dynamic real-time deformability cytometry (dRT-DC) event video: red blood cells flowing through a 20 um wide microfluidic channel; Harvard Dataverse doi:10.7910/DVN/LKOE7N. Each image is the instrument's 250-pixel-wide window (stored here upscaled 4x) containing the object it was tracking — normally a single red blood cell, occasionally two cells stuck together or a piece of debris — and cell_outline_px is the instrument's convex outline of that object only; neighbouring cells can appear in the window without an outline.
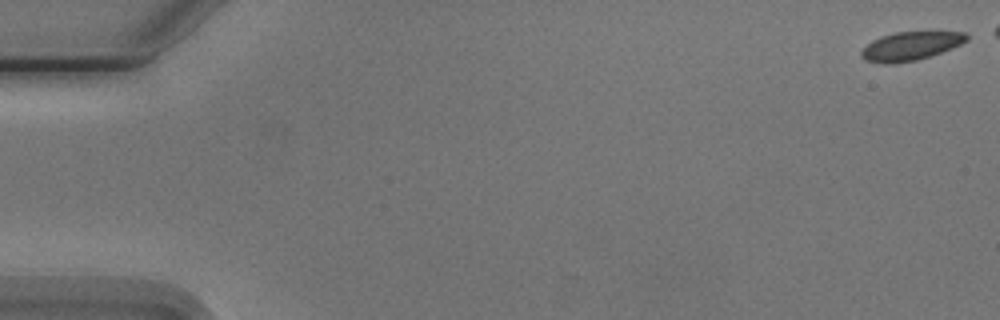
{"species": "Egyptian fruit bat (a non-hibernating species)", "species_latin": "Rousettus aegyptiacus", "temperature_condition": "cold", "stored_images_in_passage": 6, "camera_frame_rate_fps": 3000, "um_per_image_px": 0.085, "animal": {"sex": "male"}, "frame": {"image": 1, "passage_image": 1, "time_ms": 0.0, "image_size_px": [1000, 320], "cell_outline_px": [[968, 40], [960, 44], [940, 52], [916, 60], [896, 64], [880, 64], [864, 60], [860, 56], [860, 52], [872, 40], [880, 36], [896, 32], [964, 32], [968, 36]], "centroid_in_image_um": [77.33, 3.93], "position_along_channel_um": 7.7, "area_um2": 17.46}}
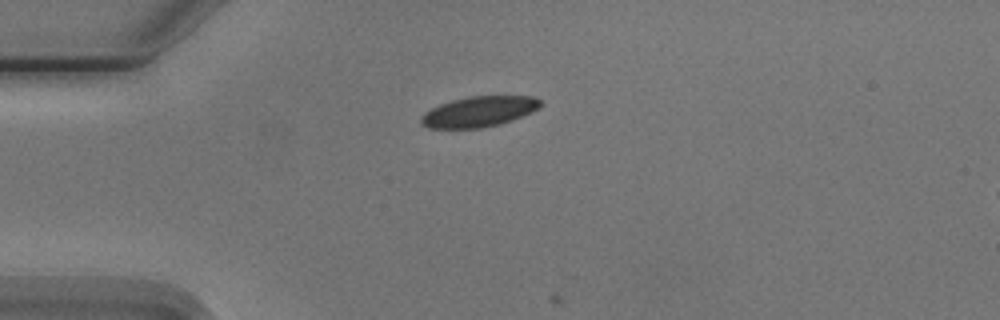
{"frame": {"image": 2, "passage_image": 6, "time_ms": 6.667, "image_size_px": [1000, 320], "cell_outline_px": [[544, 104], [540, 108], [532, 112], [512, 120], [500, 124], [480, 128], [428, 128], [420, 124], [420, 116], [424, 112], [440, 104], [452, 100], [468, 96], [532, 96], [540, 100]], "centroid_in_image_um": [40.71, 9.49], "position_along_channel_um": 44.3, "area_um2": 21.39}}